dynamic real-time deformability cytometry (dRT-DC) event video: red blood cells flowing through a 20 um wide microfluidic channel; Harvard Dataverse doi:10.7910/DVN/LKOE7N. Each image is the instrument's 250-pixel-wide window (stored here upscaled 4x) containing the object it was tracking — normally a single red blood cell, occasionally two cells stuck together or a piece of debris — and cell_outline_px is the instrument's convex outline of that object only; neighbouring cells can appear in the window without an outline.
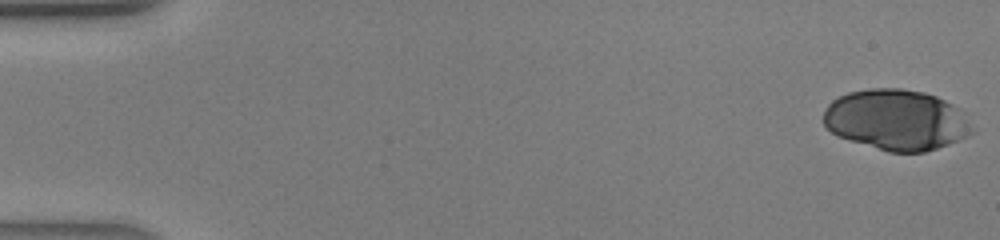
{"species": "human", "species_latin": "Homo sapiens", "temperature_condition": "warm", "stored_images_in_passage": 16, "camera_frame_rate_fps": 3000, "um_per_image_px": 0.085, "donor": {"sex": "male"}, "frame": {"image": 1, "passage_image": 1, "time_ms": 0.0, "image_size_px": [1000, 240], "cell_outline_px": [[976, 132], [968, 136], [948, 144], [924, 152], [888, 152], [848, 140], [836, 136], [824, 124], [824, 112], [828, 104], [832, 100], [848, 92], [868, 88], [900, 88], [924, 92], [936, 96], [952, 104], [956, 108]], "centroid_in_image_um": [76.15, 10.19], "position_along_channel_um": 8.8, "area_um2": 52.37}}
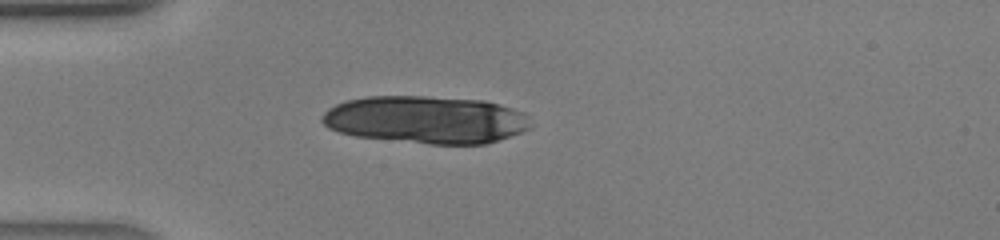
{"frame": {"image": 2, "passage_image": 12, "time_ms": 3.667, "image_size_px": [1000, 240], "cell_outline_px": [[532, 128], [484, 144], [428, 144], [356, 136], [340, 132], [328, 128], [320, 120], [320, 116], [328, 108], [344, 100], [368, 96], [424, 96], [484, 100], [500, 104], [524, 112], [528, 116]], "centroid_in_image_um": [36.18, 10.16], "position_along_channel_um": 48.8, "area_um2": 58.03}}